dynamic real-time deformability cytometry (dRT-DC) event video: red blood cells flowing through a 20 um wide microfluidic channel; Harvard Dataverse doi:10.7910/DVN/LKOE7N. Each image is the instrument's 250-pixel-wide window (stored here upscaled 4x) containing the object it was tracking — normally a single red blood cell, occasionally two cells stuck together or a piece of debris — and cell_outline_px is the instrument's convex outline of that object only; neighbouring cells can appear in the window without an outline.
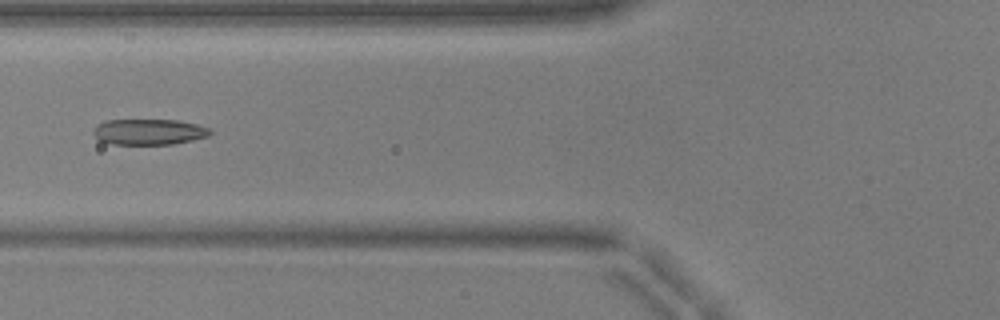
{"species": "common noctule bat (a hibernating species)", "species_latin": "Nyctalus noctula", "temperature_condition": "warm", "stored_images_in_passage": 52, "camera_frame_rate_fps": 3000, "um_per_image_px": 0.085, "animal": {"sex": "male", "body_mass_g": 17.9, "forearm_length_mm": 54.2}, "frame": {"image": 1, "passage_image": 21, "time_ms": 6.667, "image_size_px": [1000, 320], "cell_outline_px": [[212, 132], [208, 136], [192, 140], [172, 144], [112, 144], [100, 140], [92, 132], [96, 124], [104, 120], [176, 120], [196, 124], [212, 128]], "centroid_in_image_um": [12.66, 11.2], "position_along_channel_um": 113.1, "area_um2": 17.57}}
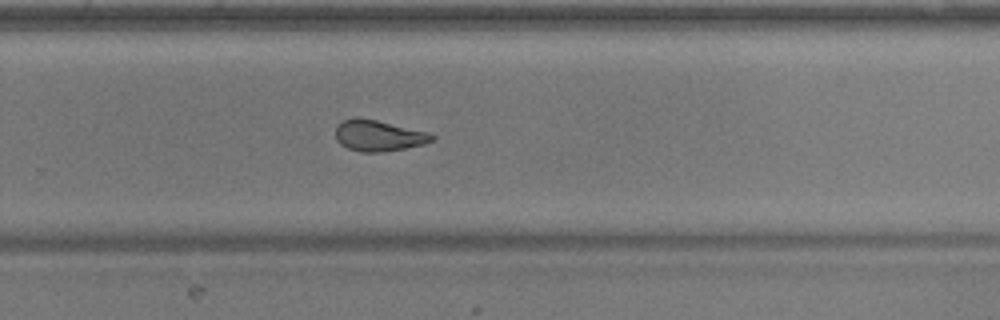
{"frame": {"image": 2, "passage_image": 35, "time_ms": 11.333, "image_size_px": [1000, 320], "cell_outline_px": [[436, 136], [432, 140], [424, 144], [404, 148], [380, 152], [360, 152], [348, 148], [340, 144], [336, 140], [336, 128], [344, 120], [376, 120], [428, 132]], "centroid_in_image_um": [32.2, 11.57], "position_along_channel_um": 297.6, "area_um2": 16.82}}
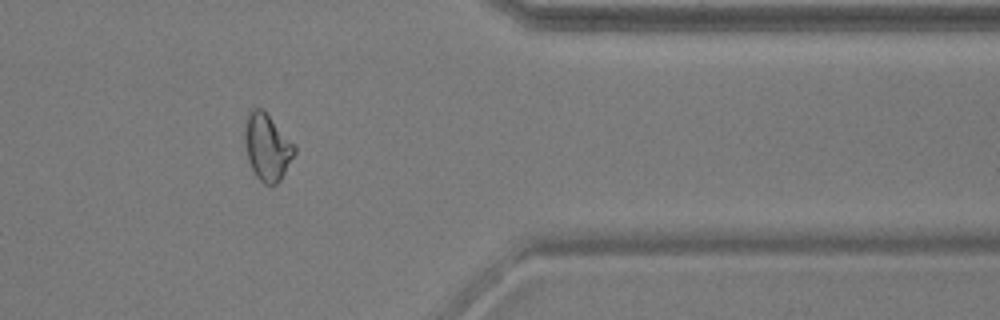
{"frame": {"image": 3, "passage_image": 43, "time_ms": 14.0, "image_size_px": [1000, 320], "cell_outline_px": [[296, 152], [280, 180], [276, 184], [264, 184], [256, 176], [248, 160], [244, 144], [244, 124], [248, 108], [260, 108], [268, 116], [296, 148]], "centroid_in_image_um": [22.65, 12.5], "position_along_channel_um": 388.7, "area_um2": 19.02}, "authors_computed_cell_mechanics": {"area_um2": 18.3515, "velocity_mm_per_s": 3.958, "shape_relaxation_time_tau1_ms": 9.0077, "shape_relaxation_time_tau2_ms": 1.0974, "deformation_change_tau1": 0.2342, "deformation_change_tau2": 0.0682}}